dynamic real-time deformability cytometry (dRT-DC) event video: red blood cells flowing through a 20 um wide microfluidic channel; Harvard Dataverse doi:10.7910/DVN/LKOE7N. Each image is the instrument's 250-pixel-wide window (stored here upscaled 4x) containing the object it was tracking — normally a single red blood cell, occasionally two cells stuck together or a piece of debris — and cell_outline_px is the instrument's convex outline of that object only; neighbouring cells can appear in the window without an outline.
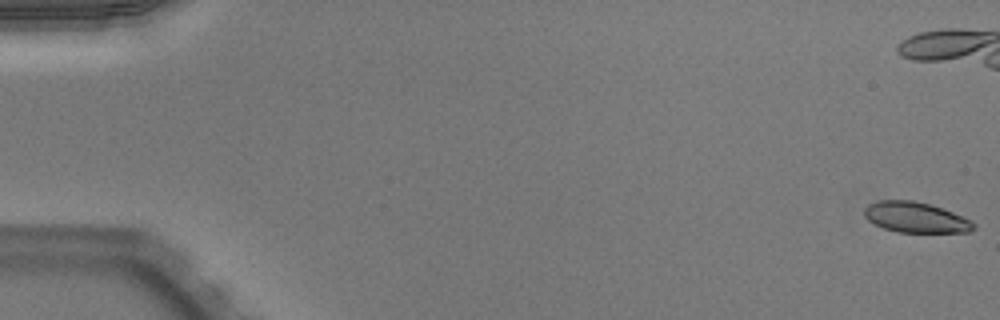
{"species": "Egyptian fruit bat (a non-hibernating species)", "species_latin": "Rousettus aegyptiacus", "temperature_condition": "warm", "stored_images_in_passage": 51, "camera_frame_rate_fps": 3000, "um_per_image_px": 0.085, "animal": {"sex": "male"}, "frame": {"image": 1, "passage_image": 1, "time_ms": 0.0, "image_size_px": [1000, 320], "cell_outline_px": [[976, 228], [968, 232], [896, 232], [884, 228], [868, 220], [864, 216], [864, 208], [868, 204], [876, 200], [912, 200], [928, 204], [952, 212], [972, 220], [976, 224]], "centroid_in_image_um": [77.82, 18.47], "position_along_channel_um": 7.2, "area_um2": 19.42}, "authors_computed_cell_mechanics": {"area_um2": 21.5594, "velocity_mm_per_s": 3.9789, "shape_relaxation_time_tau1_ms": 3.4891, "shape_relaxation_time_tau2_ms": 1.5556, "deformation_change_tau1": 0.1325, "deformation_change_tau2": 0.0769}}